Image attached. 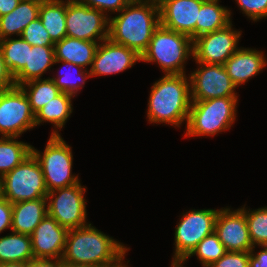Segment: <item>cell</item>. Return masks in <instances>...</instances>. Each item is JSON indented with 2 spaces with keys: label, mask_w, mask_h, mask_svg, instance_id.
Masks as SVG:
<instances>
[{
  "label": "cell",
  "mask_w": 267,
  "mask_h": 267,
  "mask_svg": "<svg viewBox=\"0 0 267 267\" xmlns=\"http://www.w3.org/2000/svg\"><path fill=\"white\" fill-rule=\"evenodd\" d=\"M189 56H194L193 40L160 24L142 53L141 61L156 62L165 75L186 74L184 68Z\"/></svg>",
  "instance_id": "cell-4"
},
{
  "label": "cell",
  "mask_w": 267,
  "mask_h": 267,
  "mask_svg": "<svg viewBox=\"0 0 267 267\" xmlns=\"http://www.w3.org/2000/svg\"><path fill=\"white\" fill-rule=\"evenodd\" d=\"M127 4H134V3H145L148 0H125Z\"/></svg>",
  "instance_id": "cell-45"
},
{
  "label": "cell",
  "mask_w": 267,
  "mask_h": 267,
  "mask_svg": "<svg viewBox=\"0 0 267 267\" xmlns=\"http://www.w3.org/2000/svg\"><path fill=\"white\" fill-rule=\"evenodd\" d=\"M214 232L226 251H251L253 248L246 216L239 208H221L215 221Z\"/></svg>",
  "instance_id": "cell-14"
},
{
  "label": "cell",
  "mask_w": 267,
  "mask_h": 267,
  "mask_svg": "<svg viewBox=\"0 0 267 267\" xmlns=\"http://www.w3.org/2000/svg\"><path fill=\"white\" fill-rule=\"evenodd\" d=\"M250 251H227L209 267H249Z\"/></svg>",
  "instance_id": "cell-35"
},
{
  "label": "cell",
  "mask_w": 267,
  "mask_h": 267,
  "mask_svg": "<svg viewBox=\"0 0 267 267\" xmlns=\"http://www.w3.org/2000/svg\"><path fill=\"white\" fill-rule=\"evenodd\" d=\"M18 137H0V178L32 154V145Z\"/></svg>",
  "instance_id": "cell-27"
},
{
  "label": "cell",
  "mask_w": 267,
  "mask_h": 267,
  "mask_svg": "<svg viewBox=\"0 0 267 267\" xmlns=\"http://www.w3.org/2000/svg\"><path fill=\"white\" fill-rule=\"evenodd\" d=\"M159 25V6L149 1L127 4L118 15L109 16L108 38L135 50L141 56Z\"/></svg>",
  "instance_id": "cell-3"
},
{
  "label": "cell",
  "mask_w": 267,
  "mask_h": 267,
  "mask_svg": "<svg viewBox=\"0 0 267 267\" xmlns=\"http://www.w3.org/2000/svg\"><path fill=\"white\" fill-rule=\"evenodd\" d=\"M47 193L41 166L33 154L0 178V196L11 204L46 198Z\"/></svg>",
  "instance_id": "cell-7"
},
{
  "label": "cell",
  "mask_w": 267,
  "mask_h": 267,
  "mask_svg": "<svg viewBox=\"0 0 267 267\" xmlns=\"http://www.w3.org/2000/svg\"><path fill=\"white\" fill-rule=\"evenodd\" d=\"M232 22L225 28L198 36L193 40V59L204 64H221L239 49L241 30L232 28Z\"/></svg>",
  "instance_id": "cell-13"
},
{
  "label": "cell",
  "mask_w": 267,
  "mask_h": 267,
  "mask_svg": "<svg viewBox=\"0 0 267 267\" xmlns=\"http://www.w3.org/2000/svg\"><path fill=\"white\" fill-rule=\"evenodd\" d=\"M20 87L25 92L34 114L61 93L50 77L31 80Z\"/></svg>",
  "instance_id": "cell-28"
},
{
  "label": "cell",
  "mask_w": 267,
  "mask_h": 267,
  "mask_svg": "<svg viewBox=\"0 0 267 267\" xmlns=\"http://www.w3.org/2000/svg\"><path fill=\"white\" fill-rule=\"evenodd\" d=\"M220 0H205L196 21V38L200 35L225 28L232 21L231 10L219 3Z\"/></svg>",
  "instance_id": "cell-25"
},
{
  "label": "cell",
  "mask_w": 267,
  "mask_h": 267,
  "mask_svg": "<svg viewBox=\"0 0 267 267\" xmlns=\"http://www.w3.org/2000/svg\"><path fill=\"white\" fill-rule=\"evenodd\" d=\"M35 114L29 100L20 86L0 90V135L1 137H20L33 129Z\"/></svg>",
  "instance_id": "cell-9"
},
{
  "label": "cell",
  "mask_w": 267,
  "mask_h": 267,
  "mask_svg": "<svg viewBox=\"0 0 267 267\" xmlns=\"http://www.w3.org/2000/svg\"><path fill=\"white\" fill-rule=\"evenodd\" d=\"M124 258H125V256L119 262H117L113 265H110V266H106V267H129L126 265V263H123V262H125Z\"/></svg>",
  "instance_id": "cell-43"
},
{
  "label": "cell",
  "mask_w": 267,
  "mask_h": 267,
  "mask_svg": "<svg viewBox=\"0 0 267 267\" xmlns=\"http://www.w3.org/2000/svg\"><path fill=\"white\" fill-rule=\"evenodd\" d=\"M32 154L41 166L48 192L80 182L78 175L72 174V149L61 135H51L44 152L32 146Z\"/></svg>",
  "instance_id": "cell-6"
},
{
  "label": "cell",
  "mask_w": 267,
  "mask_h": 267,
  "mask_svg": "<svg viewBox=\"0 0 267 267\" xmlns=\"http://www.w3.org/2000/svg\"><path fill=\"white\" fill-rule=\"evenodd\" d=\"M41 1L21 0L17 7L0 17V40L12 35L21 36L24 28L39 18Z\"/></svg>",
  "instance_id": "cell-21"
},
{
  "label": "cell",
  "mask_w": 267,
  "mask_h": 267,
  "mask_svg": "<svg viewBox=\"0 0 267 267\" xmlns=\"http://www.w3.org/2000/svg\"><path fill=\"white\" fill-rule=\"evenodd\" d=\"M238 96L192 101L185 137L215 136L230 129L236 120Z\"/></svg>",
  "instance_id": "cell-5"
},
{
  "label": "cell",
  "mask_w": 267,
  "mask_h": 267,
  "mask_svg": "<svg viewBox=\"0 0 267 267\" xmlns=\"http://www.w3.org/2000/svg\"><path fill=\"white\" fill-rule=\"evenodd\" d=\"M75 96L61 92L55 98H53L49 103L45 104L36 114H35V124L36 126L49 122L54 124L56 130L53 129L51 135H60L59 130H61L66 124L68 118L73 112L72 98Z\"/></svg>",
  "instance_id": "cell-23"
},
{
  "label": "cell",
  "mask_w": 267,
  "mask_h": 267,
  "mask_svg": "<svg viewBox=\"0 0 267 267\" xmlns=\"http://www.w3.org/2000/svg\"><path fill=\"white\" fill-rule=\"evenodd\" d=\"M219 210L192 209L183 213L175 228V252L172 261H183L203 238L214 232Z\"/></svg>",
  "instance_id": "cell-10"
},
{
  "label": "cell",
  "mask_w": 267,
  "mask_h": 267,
  "mask_svg": "<svg viewBox=\"0 0 267 267\" xmlns=\"http://www.w3.org/2000/svg\"><path fill=\"white\" fill-rule=\"evenodd\" d=\"M39 18L53 43L66 37V0H43Z\"/></svg>",
  "instance_id": "cell-24"
},
{
  "label": "cell",
  "mask_w": 267,
  "mask_h": 267,
  "mask_svg": "<svg viewBox=\"0 0 267 267\" xmlns=\"http://www.w3.org/2000/svg\"><path fill=\"white\" fill-rule=\"evenodd\" d=\"M246 216L247 227L253 246L267 245V206L255 210L239 208Z\"/></svg>",
  "instance_id": "cell-32"
},
{
  "label": "cell",
  "mask_w": 267,
  "mask_h": 267,
  "mask_svg": "<svg viewBox=\"0 0 267 267\" xmlns=\"http://www.w3.org/2000/svg\"><path fill=\"white\" fill-rule=\"evenodd\" d=\"M77 1L91 8L98 9L101 12L105 13L106 15H108L107 12L118 13L127 5L125 0H77Z\"/></svg>",
  "instance_id": "cell-36"
},
{
  "label": "cell",
  "mask_w": 267,
  "mask_h": 267,
  "mask_svg": "<svg viewBox=\"0 0 267 267\" xmlns=\"http://www.w3.org/2000/svg\"><path fill=\"white\" fill-rule=\"evenodd\" d=\"M259 247L262 249L258 253H254L256 246L251 249L249 267H267V245Z\"/></svg>",
  "instance_id": "cell-38"
},
{
  "label": "cell",
  "mask_w": 267,
  "mask_h": 267,
  "mask_svg": "<svg viewBox=\"0 0 267 267\" xmlns=\"http://www.w3.org/2000/svg\"><path fill=\"white\" fill-rule=\"evenodd\" d=\"M85 192L80 182L48 192L47 214L68 230L88 225Z\"/></svg>",
  "instance_id": "cell-8"
},
{
  "label": "cell",
  "mask_w": 267,
  "mask_h": 267,
  "mask_svg": "<svg viewBox=\"0 0 267 267\" xmlns=\"http://www.w3.org/2000/svg\"><path fill=\"white\" fill-rule=\"evenodd\" d=\"M226 252L217 234L213 232L203 238L183 262L185 263L191 256L196 255L202 264L201 266L209 267L213 262L218 261Z\"/></svg>",
  "instance_id": "cell-31"
},
{
  "label": "cell",
  "mask_w": 267,
  "mask_h": 267,
  "mask_svg": "<svg viewBox=\"0 0 267 267\" xmlns=\"http://www.w3.org/2000/svg\"><path fill=\"white\" fill-rule=\"evenodd\" d=\"M99 43L66 36L54 43L55 61L69 62L87 69L85 67L92 66Z\"/></svg>",
  "instance_id": "cell-20"
},
{
  "label": "cell",
  "mask_w": 267,
  "mask_h": 267,
  "mask_svg": "<svg viewBox=\"0 0 267 267\" xmlns=\"http://www.w3.org/2000/svg\"><path fill=\"white\" fill-rule=\"evenodd\" d=\"M46 214V198L14 203L12 204L11 231L30 236Z\"/></svg>",
  "instance_id": "cell-19"
},
{
  "label": "cell",
  "mask_w": 267,
  "mask_h": 267,
  "mask_svg": "<svg viewBox=\"0 0 267 267\" xmlns=\"http://www.w3.org/2000/svg\"><path fill=\"white\" fill-rule=\"evenodd\" d=\"M63 267H83V266H70V265L64 264Z\"/></svg>",
  "instance_id": "cell-47"
},
{
  "label": "cell",
  "mask_w": 267,
  "mask_h": 267,
  "mask_svg": "<svg viewBox=\"0 0 267 267\" xmlns=\"http://www.w3.org/2000/svg\"><path fill=\"white\" fill-rule=\"evenodd\" d=\"M109 15L77 0H66V36L101 42L108 38Z\"/></svg>",
  "instance_id": "cell-11"
},
{
  "label": "cell",
  "mask_w": 267,
  "mask_h": 267,
  "mask_svg": "<svg viewBox=\"0 0 267 267\" xmlns=\"http://www.w3.org/2000/svg\"><path fill=\"white\" fill-rule=\"evenodd\" d=\"M239 9L256 22L267 17V0H235Z\"/></svg>",
  "instance_id": "cell-34"
},
{
  "label": "cell",
  "mask_w": 267,
  "mask_h": 267,
  "mask_svg": "<svg viewBox=\"0 0 267 267\" xmlns=\"http://www.w3.org/2000/svg\"><path fill=\"white\" fill-rule=\"evenodd\" d=\"M62 259L33 258L26 263V267H63Z\"/></svg>",
  "instance_id": "cell-40"
},
{
  "label": "cell",
  "mask_w": 267,
  "mask_h": 267,
  "mask_svg": "<svg viewBox=\"0 0 267 267\" xmlns=\"http://www.w3.org/2000/svg\"><path fill=\"white\" fill-rule=\"evenodd\" d=\"M129 250L89 223L68 230L62 261L70 266L106 267L119 262Z\"/></svg>",
  "instance_id": "cell-1"
},
{
  "label": "cell",
  "mask_w": 267,
  "mask_h": 267,
  "mask_svg": "<svg viewBox=\"0 0 267 267\" xmlns=\"http://www.w3.org/2000/svg\"><path fill=\"white\" fill-rule=\"evenodd\" d=\"M0 267H26V263L11 262L0 264Z\"/></svg>",
  "instance_id": "cell-42"
},
{
  "label": "cell",
  "mask_w": 267,
  "mask_h": 267,
  "mask_svg": "<svg viewBox=\"0 0 267 267\" xmlns=\"http://www.w3.org/2000/svg\"><path fill=\"white\" fill-rule=\"evenodd\" d=\"M141 56L133 49L117 44L109 38L101 41L97 47L90 76L113 75L131 68Z\"/></svg>",
  "instance_id": "cell-15"
},
{
  "label": "cell",
  "mask_w": 267,
  "mask_h": 267,
  "mask_svg": "<svg viewBox=\"0 0 267 267\" xmlns=\"http://www.w3.org/2000/svg\"><path fill=\"white\" fill-rule=\"evenodd\" d=\"M149 2L153 3L154 5L160 6L163 4L166 0H148Z\"/></svg>",
  "instance_id": "cell-46"
},
{
  "label": "cell",
  "mask_w": 267,
  "mask_h": 267,
  "mask_svg": "<svg viewBox=\"0 0 267 267\" xmlns=\"http://www.w3.org/2000/svg\"><path fill=\"white\" fill-rule=\"evenodd\" d=\"M190 80L186 74L164 75L151 88L148 99L149 123L180 127L187 123L190 106Z\"/></svg>",
  "instance_id": "cell-2"
},
{
  "label": "cell",
  "mask_w": 267,
  "mask_h": 267,
  "mask_svg": "<svg viewBox=\"0 0 267 267\" xmlns=\"http://www.w3.org/2000/svg\"><path fill=\"white\" fill-rule=\"evenodd\" d=\"M68 229L46 214L30 235L34 258L62 259Z\"/></svg>",
  "instance_id": "cell-17"
},
{
  "label": "cell",
  "mask_w": 267,
  "mask_h": 267,
  "mask_svg": "<svg viewBox=\"0 0 267 267\" xmlns=\"http://www.w3.org/2000/svg\"><path fill=\"white\" fill-rule=\"evenodd\" d=\"M205 0H166L159 6L160 24L168 29L196 38V21Z\"/></svg>",
  "instance_id": "cell-16"
},
{
  "label": "cell",
  "mask_w": 267,
  "mask_h": 267,
  "mask_svg": "<svg viewBox=\"0 0 267 267\" xmlns=\"http://www.w3.org/2000/svg\"><path fill=\"white\" fill-rule=\"evenodd\" d=\"M185 264L183 261H172L171 262V267H184L183 265Z\"/></svg>",
  "instance_id": "cell-44"
},
{
  "label": "cell",
  "mask_w": 267,
  "mask_h": 267,
  "mask_svg": "<svg viewBox=\"0 0 267 267\" xmlns=\"http://www.w3.org/2000/svg\"><path fill=\"white\" fill-rule=\"evenodd\" d=\"M266 65L263 51L242 47L224 64L230 79L237 87L259 74Z\"/></svg>",
  "instance_id": "cell-18"
},
{
  "label": "cell",
  "mask_w": 267,
  "mask_h": 267,
  "mask_svg": "<svg viewBox=\"0 0 267 267\" xmlns=\"http://www.w3.org/2000/svg\"><path fill=\"white\" fill-rule=\"evenodd\" d=\"M55 63L54 46H31L28 43V64L14 77L16 86L41 79Z\"/></svg>",
  "instance_id": "cell-22"
},
{
  "label": "cell",
  "mask_w": 267,
  "mask_h": 267,
  "mask_svg": "<svg viewBox=\"0 0 267 267\" xmlns=\"http://www.w3.org/2000/svg\"><path fill=\"white\" fill-rule=\"evenodd\" d=\"M12 229V204L0 196V234L6 229Z\"/></svg>",
  "instance_id": "cell-37"
},
{
  "label": "cell",
  "mask_w": 267,
  "mask_h": 267,
  "mask_svg": "<svg viewBox=\"0 0 267 267\" xmlns=\"http://www.w3.org/2000/svg\"><path fill=\"white\" fill-rule=\"evenodd\" d=\"M0 50L6 67L15 77L28 64V42L21 36L17 39L5 38L0 40Z\"/></svg>",
  "instance_id": "cell-29"
},
{
  "label": "cell",
  "mask_w": 267,
  "mask_h": 267,
  "mask_svg": "<svg viewBox=\"0 0 267 267\" xmlns=\"http://www.w3.org/2000/svg\"><path fill=\"white\" fill-rule=\"evenodd\" d=\"M21 0H0V17L12 12Z\"/></svg>",
  "instance_id": "cell-41"
},
{
  "label": "cell",
  "mask_w": 267,
  "mask_h": 267,
  "mask_svg": "<svg viewBox=\"0 0 267 267\" xmlns=\"http://www.w3.org/2000/svg\"><path fill=\"white\" fill-rule=\"evenodd\" d=\"M196 63L198 68L189 76L191 101L238 96L235 91L237 86L230 79L224 65Z\"/></svg>",
  "instance_id": "cell-12"
},
{
  "label": "cell",
  "mask_w": 267,
  "mask_h": 267,
  "mask_svg": "<svg viewBox=\"0 0 267 267\" xmlns=\"http://www.w3.org/2000/svg\"><path fill=\"white\" fill-rule=\"evenodd\" d=\"M21 37L31 46H54L49 33L42 25L40 18L31 21L25 28Z\"/></svg>",
  "instance_id": "cell-33"
},
{
  "label": "cell",
  "mask_w": 267,
  "mask_h": 267,
  "mask_svg": "<svg viewBox=\"0 0 267 267\" xmlns=\"http://www.w3.org/2000/svg\"><path fill=\"white\" fill-rule=\"evenodd\" d=\"M31 237L11 231L0 237V264L19 262L27 263L33 259Z\"/></svg>",
  "instance_id": "cell-26"
},
{
  "label": "cell",
  "mask_w": 267,
  "mask_h": 267,
  "mask_svg": "<svg viewBox=\"0 0 267 267\" xmlns=\"http://www.w3.org/2000/svg\"><path fill=\"white\" fill-rule=\"evenodd\" d=\"M15 86L14 77L10 74L0 50V90Z\"/></svg>",
  "instance_id": "cell-39"
},
{
  "label": "cell",
  "mask_w": 267,
  "mask_h": 267,
  "mask_svg": "<svg viewBox=\"0 0 267 267\" xmlns=\"http://www.w3.org/2000/svg\"><path fill=\"white\" fill-rule=\"evenodd\" d=\"M57 63L61 64L63 63L62 65L65 67L73 68V70L75 69L74 70L75 73L71 72V70L69 69V71L68 70L65 71L66 73H64L63 71V74L61 75L57 74V77L53 76L51 79L55 82V85L61 92L77 96L78 91L84 87L87 78H91L90 70L84 69L83 67L65 61H55L54 64ZM75 76L77 79L75 78Z\"/></svg>",
  "instance_id": "cell-30"
}]
</instances>
